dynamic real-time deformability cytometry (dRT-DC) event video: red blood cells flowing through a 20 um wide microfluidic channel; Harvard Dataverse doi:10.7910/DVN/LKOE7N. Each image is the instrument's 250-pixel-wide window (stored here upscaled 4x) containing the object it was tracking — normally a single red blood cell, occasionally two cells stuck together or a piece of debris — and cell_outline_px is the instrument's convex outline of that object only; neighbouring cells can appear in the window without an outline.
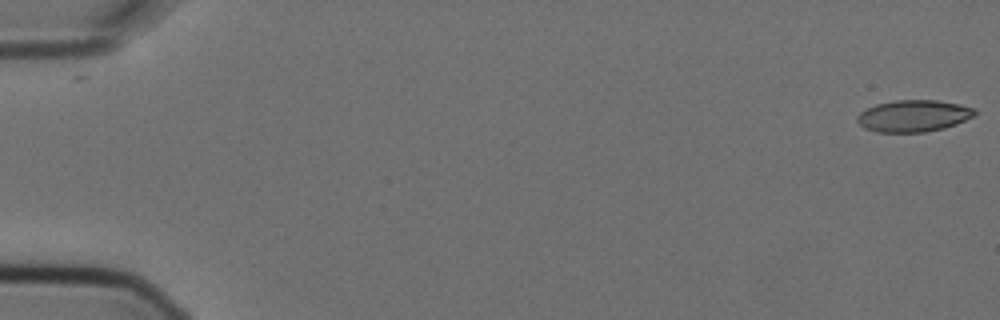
{"species": "Egyptian fruit bat (a non-hibernating species)", "species_latin": "Rousettus aegyptiacus", "temperature_condition": "cold", "stored_images_in_passage": 7, "camera_frame_rate_fps": 3000, "um_per_image_px": 0.085, "animal": {"sex": "female"}, "frame": {"image": 1, "passage_image": 1, "time_ms": 0.0, "image_size_px": [1000, 320], "cell_outline_px": [[976, 112], [972, 116], [956, 124], [944, 128], [924, 132], [876, 132], [864, 128], [856, 120], [856, 116], [860, 112], [876, 104], [896, 100], [936, 100], [960, 104], [972, 108]], "centroid_in_image_um": [77.61, 9.85], "position_along_channel_um": 7.4, "area_um2": 21.62}}
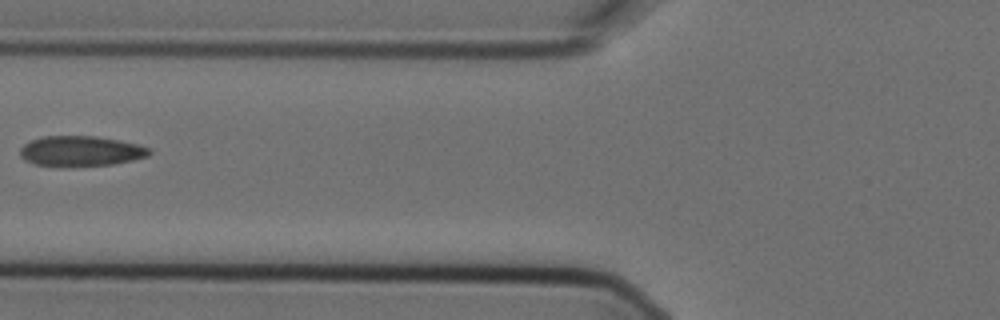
{"frame": {"image": 2, "passage_image": 6, "time_ms": 1.667, "image_size_px": [1000, 320], "cell_outline_px": [[152, 152], [148, 156], [132, 160], [112, 164], [68, 168], [36, 164], [24, 160], [20, 156], [20, 148], [24, 144], [32, 140], [44, 136], [96, 136], [120, 140], [152, 148]], "centroid_in_image_um": [6.87, 12.86], "position_along_channel_um": 118.9, "area_um2": 23.18}}
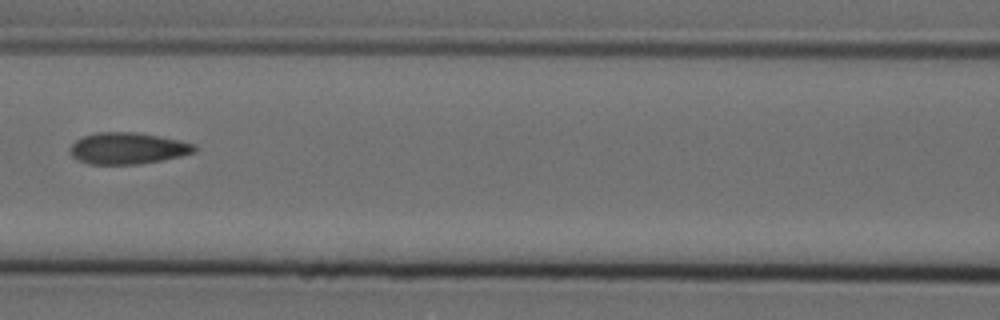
{"frame": {"image": 3, "passage_image": 7, "time_ms": 2.0, "image_size_px": [1000, 320], "cell_outline_px": [[196, 152], [180, 156], [140, 164], [88, 164], [72, 156], [68, 152], [68, 148], [76, 140], [84, 136], [96, 132], [136, 132], [160, 136], [180, 140], [196, 144]], "centroid_in_image_um": [10.85, 12.6], "position_along_channel_um": 155.8, "area_um2": 22.95}}